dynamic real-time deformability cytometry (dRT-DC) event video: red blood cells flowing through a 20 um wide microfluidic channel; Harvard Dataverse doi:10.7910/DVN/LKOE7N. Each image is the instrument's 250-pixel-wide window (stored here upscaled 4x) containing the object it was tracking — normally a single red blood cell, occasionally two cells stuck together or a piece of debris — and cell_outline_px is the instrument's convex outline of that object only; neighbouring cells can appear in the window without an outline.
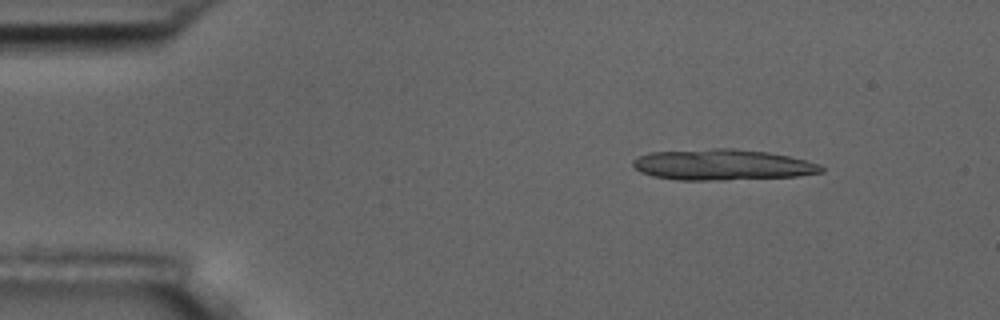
{"species": "common noctule bat (a hibernating species)", "species_latin": "Nyctalus noctula", "temperature_condition": "room temperature", "stored_images_in_passage": 3, "camera_frame_rate_fps": 3000, "um_per_image_px": 0.085, "animal": {"sex": "male", "body_mass_g": 17.5, "forearm_length_mm": 52.3}, "frame": {"image": 1, "passage_image": 1, "time_ms": 0.0, "image_size_px": [1000, 320], "cell_outline_px": [[824, 172], [796, 176], [724, 180], [676, 180], [652, 176], [640, 172], [632, 164], [632, 160], [636, 156], [648, 152], [712, 148], [732, 148], [768, 152], [788, 156], [820, 164], [824, 168]], "centroid_in_image_um": [61.35, 14.0], "position_along_channel_um": 23.7, "area_um2": 34.16}}